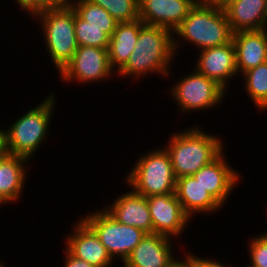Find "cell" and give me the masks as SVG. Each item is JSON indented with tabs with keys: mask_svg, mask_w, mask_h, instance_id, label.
Listing matches in <instances>:
<instances>
[{
	"mask_svg": "<svg viewBox=\"0 0 267 267\" xmlns=\"http://www.w3.org/2000/svg\"><path fill=\"white\" fill-rule=\"evenodd\" d=\"M200 126H189L171 133L167 146L176 179L191 176L211 163L224 151V142L217 134H209Z\"/></svg>",
	"mask_w": 267,
	"mask_h": 267,
	"instance_id": "3957f363",
	"label": "cell"
},
{
	"mask_svg": "<svg viewBox=\"0 0 267 267\" xmlns=\"http://www.w3.org/2000/svg\"><path fill=\"white\" fill-rule=\"evenodd\" d=\"M62 82L92 84L116 77L110 67L108 49L78 46L71 61L59 73Z\"/></svg>",
	"mask_w": 267,
	"mask_h": 267,
	"instance_id": "9c48e42d",
	"label": "cell"
},
{
	"mask_svg": "<svg viewBox=\"0 0 267 267\" xmlns=\"http://www.w3.org/2000/svg\"><path fill=\"white\" fill-rule=\"evenodd\" d=\"M128 188V191L113 199L112 204L102 208L121 224L136 227L146 234L153 233L147 197Z\"/></svg>",
	"mask_w": 267,
	"mask_h": 267,
	"instance_id": "9a60e30c",
	"label": "cell"
},
{
	"mask_svg": "<svg viewBox=\"0 0 267 267\" xmlns=\"http://www.w3.org/2000/svg\"><path fill=\"white\" fill-rule=\"evenodd\" d=\"M98 210V211H97ZM81 218L98 236L113 260H122L130 256L133 249L146 235L142 230L121 224L110 216L102 207Z\"/></svg>",
	"mask_w": 267,
	"mask_h": 267,
	"instance_id": "ba28073f",
	"label": "cell"
},
{
	"mask_svg": "<svg viewBox=\"0 0 267 267\" xmlns=\"http://www.w3.org/2000/svg\"><path fill=\"white\" fill-rule=\"evenodd\" d=\"M42 29L47 57L51 59L58 74L71 61L78 44L75 36V11L65 0L50 7L33 18ZM36 19V20H35Z\"/></svg>",
	"mask_w": 267,
	"mask_h": 267,
	"instance_id": "5b68a950",
	"label": "cell"
},
{
	"mask_svg": "<svg viewBox=\"0 0 267 267\" xmlns=\"http://www.w3.org/2000/svg\"><path fill=\"white\" fill-rule=\"evenodd\" d=\"M194 267H233L231 265H226L223 262H220L219 259H209V257L200 258L194 254Z\"/></svg>",
	"mask_w": 267,
	"mask_h": 267,
	"instance_id": "f1b7e54d",
	"label": "cell"
},
{
	"mask_svg": "<svg viewBox=\"0 0 267 267\" xmlns=\"http://www.w3.org/2000/svg\"><path fill=\"white\" fill-rule=\"evenodd\" d=\"M31 160L16 155L5 153L0 157V205L19 202L24 194L27 169L30 170ZM28 163V165H27Z\"/></svg>",
	"mask_w": 267,
	"mask_h": 267,
	"instance_id": "ac0fdd59",
	"label": "cell"
},
{
	"mask_svg": "<svg viewBox=\"0 0 267 267\" xmlns=\"http://www.w3.org/2000/svg\"><path fill=\"white\" fill-rule=\"evenodd\" d=\"M104 8L118 23L139 19L138 0H90Z\"/></svg>",
	"mask_w": 267,
	"mask_h": 267,
	"instance_id": "d4e9b609",
	"label": "cell"
},
{
	"mask_svg": "<svg viewBox=\"0 0 267 267\" xmlns=\"http://www.w3.org/2000/svg\"><path fill=\"white\" fill-rule=\"evenodd\" d=\"M73 223V233H68L64 240L65 248L75 257L95 267L114 265V260L95 232L81 218Z\"/></svg>",
	"mask_w": 267,
	"mask_h": 267,
	"instance_id": "4fadbf2b",
	"label": "cell"
},
{
	"mask_svg": "<svg viewBox=\"0 0 267 267\" xmlns=\"http://www.w3.org/2000/svg\"><path fill=\"white\" fill-rule=\"evenodd\" d=\"M191 71L172 84L168 90L177 105V110H180L179 113L186 115L189 112L207 111L219 107L222 100L226 99V91L195 68Z\"/></svg>",
	"mask_w": 267,
	"mask_h": 267,
	"instance_id": "52a82bcc",
	"label": "cell"
},
{
	"mask_svg": "<svg viewBox=\"0 0 267 267\" xmlns=\"http://www.w3.org/2000/svg\"><path fill=\"white\" fill-rule=\"evenodd\" d=\"M4 261H2L1 259H0V267H5V265H6V263H3Z\"/></svg>",
	"mask_w": 267,
	"mask_h": 267,
	"instance_id": "d6a6232c",
	"label": "cell"
},
{
	"mask_svg": "<svg viewBox=\"0 0 267 267\" xmlns=\"http://www.w3.org/2000/svg\"><path fill=\"white\" fill-rule=\"evenodd\" d=\"M76 14L95 27H117L118 22L101 6L90 0H66Z\"/></svg>",
	"mask_w": 267,
	"mask_h": 267,
	"instance_id": "cb8c5ba5",
	"label": "cell"
},
{
	"mask_svg": "<svg viewBox=\"0 0 267 267\" xmlns=\"http://www.w3.org/2000/svg\"><path fill=\"white\" fill-rule=\"evenodd\" d=\"M55 96L53 92L48 94L42 102L28 109L8 125V129H4L6 153L30 160L39 152V148L50 134L48 132L51 130L52 115L56 108Z\"/></svg>",
	"mask_w": 267,
	"mask_h": 267,
	"instance_id": "277c9868",
	"label": "cell"
},
{
	"mask_svg": "<svg viewBox=\"0 0 267 267\" xmlns=\"http://www.w3.org/2000/svg\"><path fill=\"white\" fill-rule=\"evenodd\" d=\"M6 153L4 129L0 128V157Z\"/></svg>",
	"mask_w": 267,
	"mask_h": 267,
	"instance_id": "4dcf8cb0",
	"label": "cell"
},
{
	"mask_svg": "<svg viewBox=\"0 0 267 267\" xmlns=\"http://www.w3.org/2000/svg\"><path fill=\"white\" fill-rule=\"evenodd\" d=\"M238 76L267 62V30L237 31L233 34Z\"/></svg>",
	"mask_w": 267,
	"mask_h": 267,
	"instance_id": "d6986e66",
	"label": "cell"
},
{
	"mask_svg": "<svg viewBox=\"0 0 267 267\" xmlns=\"http://www.w3.org/2000/svg\"><path fill=\"white\" fill-rule=\"evenodd\" d=\"M244 89L259 111L267 110V62L241 74Z\"/></svg>",
	"mask_w": 267,
	"mask_h": 267,
	"instance_id": "7402d4cb",
	"label": "cell"
},
{
	"mask_svg": "<svg viewBox=\"0 0 267 267\" xmlns=\"http://www.w3.org/2000/svg\"><path fill=\"white\" fill-rule=\"evenodd\" d=\"M153 233L177 239L183 236L191 219L184 213L175 193L147 197ZM183 234V235H182Z\"/></svg>",
	"mask_w": 267,
	"mask_h": 267,
	"instance_id": "30bf717a",
	"label": "cell"
},
{
	"mask_svg": "<svg viewBox=\"0 0 267 267\" xmlns=\"http://www.w3.org/2000/svg\"><path fill=\"white\" fill-rule=\"evenodd\" d=\"M264 232L248 239V255L251 261L247 267H267V232Z\"/></svg>",
	"mask_w": 267,
	"mask_h": 267,
	"instance_id": "484cf974",
	"label": "cell"
},
{
	"mask_svg": "<svg viewBox=\"0 0 267 267\" xmlns=\"http://www.w3.org/2000/svg\"><path fill=\"white\" fill-rule=\"evenodd\" d=\"M116 27H95L81 19L75 12V36L78 46L109 48L110 37Z\"/></svg>",
	"mask_w": 267,
	"mask_h": 267,
	"instance_id": "603a6c76",
	"label": "cell"
},
{
	"mask_svg": "<svg viewBox=\"0 0 267 267\" xmlns=\"http://www.w3.org/2000/svg\"><path fill=\"white\" fill-rule=\"evenodd\" d=\"M174 59L176 60L173 32L163 27L143 24L129 60L116 76L124 79L131 77L133 82L144 79L148 74H159L166 78L171 75Z\"/></svg>",
	"mask_w": 267,
	"mask_h": 267,
	"instance_id": "6da1fadb",
	"label": "cell"
},
{
	"mask_svg": "<svg viewBox=\"0 0 267 267\" xmlns=\"http://www.w3.org/2000/svg\"><path fill=\"white\" fill-rule=\"evenodd\" d=\"M233 34L222 6L198 0L173 32L174 50L177 56L180 45L185 41L196 46L197 51L222 46L232 42Z\"/></svg>",
	"mask_w": 267,
	"mask_h": 267,
	"instance_id": "7a4b0ae2",
	"label": "cell"
},
{
	"mask_svg": "<svg viewBox=\"0 0 267 267\" xmlns=\"http://www.w3.org/2000/svg\"><path fill=\"white\" fill-rule=\"evenodd\" d=\"M138 19L133 22L118 23L110 37L108 55L110 67L117 73L129 60L134 50L141 26Z\"/></svg>",
	"mask_w": 267,
	"mask_h": 267,
	"instance_id": "44dd1931",
	"label": "cell"
},
{
	"mask_svg": "<svg viewBox=\"0 0 267 267\" xmlns=\"http://www.w3.org/2000/svg\"><path fill=\"white\" fill-rule=\"evenodd\" d=\"M175 195L191 220L194 214L212 215L223 208L192 175L176 179Z\"/></svg>",
	"mask_w": 267,
	"mask_h": 267,
	"instance_id": "e0dca14e",
	"label": "cell"
},
{
	"mask_svg": "<svg viewBox=\"0 0 267 267\" xmlns=\"http://www.w3.org/2000/svg\"><path fill=\"white\" fill-rule=\"evenodd\" d=\"M65 0H15L18 4L17 6L24 11V13H28V16L33 18L36 14L50 8L57 6L64 2ZM30 14V15H29Z\"/></svg>",
	"mask_w": 267,
	"mask_h": 267,
	"instance_id": "4316f807",
	"label": "cell"
},
{
	"mask_svg": "<svg viewBox=\"0 0 267 267\" xmlns=\"http://www.w3.org/2000/svg\"><path fill=\"white\" fill-rule=\"evenodd\" d=\"M180 258L181 259H179V256L178 258L176 257V260L169 267H194V254H192L191 251L185 253L184 258Z\"/></svg>",
	"mask_w": 267,
	"mask_h": 267,
	"instance_id": "f546056e",
	"label": "cell"
},
{
	"mask_svg": "<svg viewBox=\"0 0 267 267\" xmlns=\"http://www.w3.org/2000/svg\"><path fill=\"white\" fill-rule=\"evenodd\" d=\"M222 7L233 32L267 27V0H229Z\"/></svg>",
	"mask_w": 267,
	"mask_h": 267,
	"instance_id": "ffe728a7",
	"label": "cell"
},
{
	"mask_svg": "<svg viewBox=\"0 0 267 267\" xmlns=\"http://www.w3.org/2000/svg\"><path fill=\"white\" fill-rule=\"evenodd\" d=\"M195 68L200 74L214 80L226 92L229 81L238 77L233 41L199 51ZM227 88V89H226Z\"/></svg>",
	"mask_w": 267,
	"mask_h": 267,
	"instance_id": "7c38bea8",
	"label": "cell"
},
{
	"mask_svg": "<svg viewBox=\"0 0 267 267\" xmlns=\"http://www.w3.org/2000/svg\"><path fill=\"white\" fill-rule=\"evenodd\" d=\"M198 0H138L139 19L174 32Z\"/></svg>",
	"mask_w": 267,
	"mask_h": 267,
	"instance_id": "5bb4252c",
	"label": "cell"
},
{
	"mask_svg": "<svg viewBox=\"0 0 267 267\" xmlns=\"http://www.w3.org/2000/svg\"><path fill=\"white\" fill-rule=\"evenodd\" d=\"M224 152L192 175L223 207L242 176L227 162Z\"/></svg>",
	"mask_w": 267,
	"mask_h": 267,
	"instance_id": "8fae6325",
	"label": "cell"
},
{
	"mask_svg": "<svg viewBox=\"0 0 267 267\" xmlns=\"http://www.w3.org/2000/svg\"><path fill=\"white\" fill-rule=\"evenodd\" d=\"M202 1L216 6H224L229 0H202Z\"/></svg>",
	"mask_w": 267,
	"mask_h": 267,
	"instance_id": "1f68e13d",
	"label": "cell"
},
{
	"mask_svg": "<svg viewBox=\"0 0 267 267\" xmlns=\"http://www.w3.org/2000/svg\"><path fill=\"white\" fill-rule=\"evenodd\" d=\"M174 239L162 234H146L123 263V267H169L177 257ZM172 244V245H171Z\"/></svg>",
	"mask_w": 267,
	"mask_h": 267,
	"instance_id": "2e32d148",
	"label": "cell"
},
{
	"mask_svg": "<svg viewBox=\"0 0 267 267\" xmlns=\"http://www.w3.org/2000/svg\"><path fill=\"white\" fill-rule=\"evenodd\" d=\"M64 265L63 267H95L90 263L86 262L85 260L79 259L72 255L66 248L64 249Z\"/></svg>",
	"mask_w": 267,
	"mask_h": 267,
	"instance_id": "83f0119b",
	"label": "cell"
},
{
	"mask_svg": "<svg viewBox=\"0 0 267 267\" xmlns=\"http://www.w3.org/2000/svg\"><path fill=\"white\" fill-rule=\"evenodd\" d=\"M136 159L125 177V185L145 197L175 193L176 177L164 147L155 146Z\"/></svg>",
	"mask_w": 267,
	"mask_h": 267,
	"instance_id": "8992f818",
	"label": "cell"
}]
</instances>
